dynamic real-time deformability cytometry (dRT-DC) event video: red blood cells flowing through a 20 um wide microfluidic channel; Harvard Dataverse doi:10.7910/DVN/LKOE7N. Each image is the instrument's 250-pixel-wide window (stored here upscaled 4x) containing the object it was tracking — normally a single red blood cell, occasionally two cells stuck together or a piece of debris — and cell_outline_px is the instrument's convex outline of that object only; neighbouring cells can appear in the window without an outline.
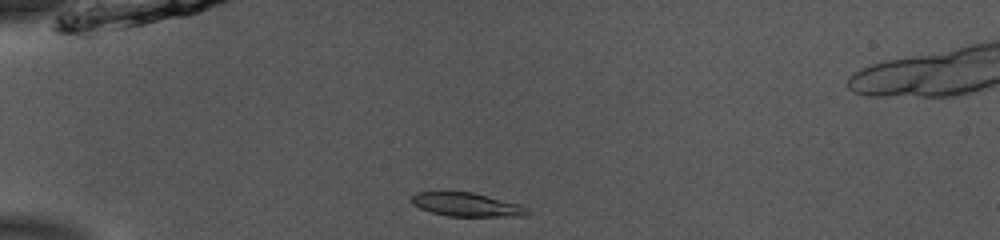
{"species": "common noctule bat (a hibernating species)", "species_latin": "Nyctalus noctula", "temperature_condition": "room temperature", "stored_images_in_passage": 39, "camera_frame_rate_fps": 3000, "um_per_image_px": 0.085, "animal": {"sex": "male", "body_mass_g": 13.0, "forearm_length_mm": 53.1}, "frame": {"image": 1, "passage_image": 2, "time_ms": 0.333, "image_size_px": [1000, 240], "cell_outline_px": [[532, 212], [528, 216], [448, 216], [432, 212], [420, 208], [412, 204], [412, 196], [416, 192], [472, 192], [520, 204], [528, 208]], "centroid_in_image_um": [39.72, 17.4], "position_along_channel_um": 45.3, "area_um2": 15.95}}
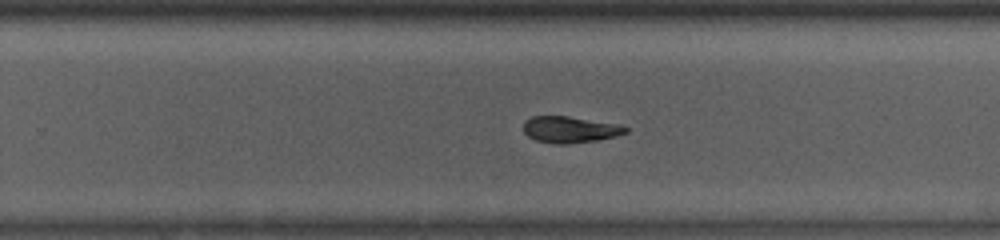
{"frame": {"image": 2, "passage_image": 22, "time_ms": 7.0, "image_size_px": [1000, 240], "cell_outline_px": [[628, 132], [616, 136], [596, 140], [568, 144], [556, 144], [536, 140], [528, 136], [524, 132], [524, 120], [532, 116], [568, 116], [620, 124], [628, 128]], "centroid_in_image_um": [48.45, 11.0], "position_along_channel_um": 281.3, "area_um2": 15.78}}
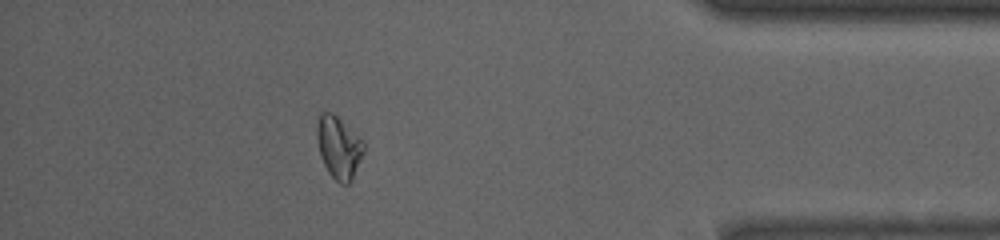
{"frame": {"image": 3, "passage_image": 34, "time_ms": 11.0, "image_size_px": [1000, 240], "cell_outline_px": [[364, 152], [352, 180], [348, 184], [340, 184], [328, 172], [320, 156], [316, 136], [316, 124], [320, 112], [332, 112], [364, 140]], "centroid_in_image_um": [28.79, 12.51], "position_along_channel_um": 406.4, "area_um2": 17.17}, "authors_computed_cell_mechanics": {"area_um2": 16.4152, "velocity_mm_per_s": 3.9319, "shape_relaxation_time_tau1_ms": 3.9326, "shape_relaxation_time_tau2_ms": null, "deformation_change_tau1": 0.1299, "deformation_change_tau2": null}}